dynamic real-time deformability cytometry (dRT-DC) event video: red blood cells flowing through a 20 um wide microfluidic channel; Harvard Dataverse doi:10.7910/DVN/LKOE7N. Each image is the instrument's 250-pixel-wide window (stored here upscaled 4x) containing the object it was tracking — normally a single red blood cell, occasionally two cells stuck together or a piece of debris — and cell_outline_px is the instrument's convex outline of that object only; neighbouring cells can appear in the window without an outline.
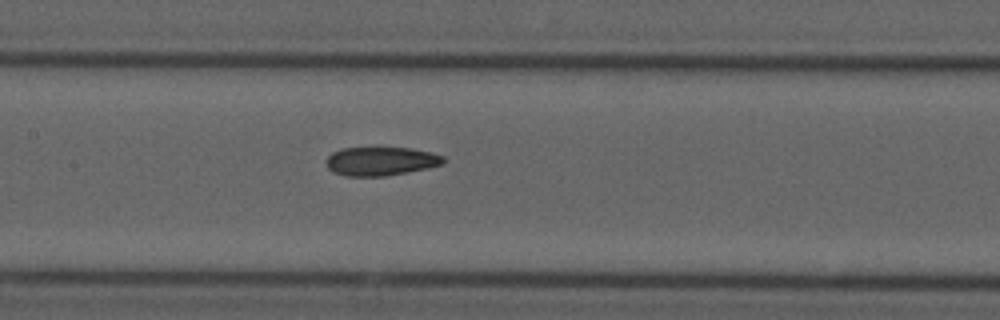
{"species": "common noctule bat (a hibernating species)", "species_latin": "Nyctalus noctula", "temperature_condition": "cold", "stored_images_in_passage": 7, "camera_frame_rate_fps": 3000, "um_per_image_px": 0.085, "animal": {"sex": "male", "forearm_length_mm": 52.5}, "frame": {"image": 1, "passage_image": 7, "time_ms": 8.667, "image_size_px": [1000, 320], "cell_outline_px": [[444, 160], [440, 164], [428, 168], [384, 176], [344, 176], [332, 172], [328, 168], [328, 156], [332, 152], [340, 148], [408, 148], [428, 152], [444, 156]], "centroid_in_image_um": [32.32, 13.71], "position_along_channel_um": 175.1, "area_um2": 19.31}}